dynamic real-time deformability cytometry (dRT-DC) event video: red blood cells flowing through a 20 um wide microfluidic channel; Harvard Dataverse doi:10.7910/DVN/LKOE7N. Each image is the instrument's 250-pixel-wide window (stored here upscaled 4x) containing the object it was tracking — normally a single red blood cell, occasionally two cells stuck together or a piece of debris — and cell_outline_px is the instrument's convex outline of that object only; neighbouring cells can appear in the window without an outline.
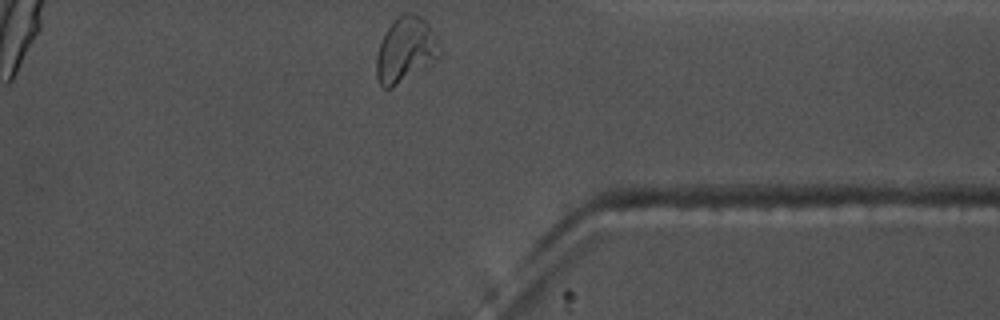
{"species": "common noctule bat (a hibernating species)", "species_latin": "Nyctalus noctula", "temperature_condition": "warm", "stored_images_in_passage": 31, "camera_frame_rate_fps": 3000, "um_per_image_px": 0.085, "animal": {"sex": "male", "body_mass_g": 17.5, "forearm_length_mm": 52.3}, "frame": {"image": 1, "passage_image": 31, "time_ms": 10.0, "image_size_px": [1000, 320], "cell_outline_px": [[440, 56], [392, 88], [384, 88], [380, 84], [376, 76], [376, 56], [384, 32], [404, 12], [416, 12], [428, 24]], "centroid_in_image_um": [34.4, 4.23], "position_along_channel_um": 377.0, "area_um2": 23.06}, "authors_computed_cell_mechanics": {"area_um2": 19.8832, "velocity_mm_per_s": 3.6253, "shape_relaxation_time_tau1_ms": 7.138, "shape_relaxation_time_tau2_ms": 1.319, "deformation_change_tau1": 0.2339, "deformation_change_tau2": 0.0686}}